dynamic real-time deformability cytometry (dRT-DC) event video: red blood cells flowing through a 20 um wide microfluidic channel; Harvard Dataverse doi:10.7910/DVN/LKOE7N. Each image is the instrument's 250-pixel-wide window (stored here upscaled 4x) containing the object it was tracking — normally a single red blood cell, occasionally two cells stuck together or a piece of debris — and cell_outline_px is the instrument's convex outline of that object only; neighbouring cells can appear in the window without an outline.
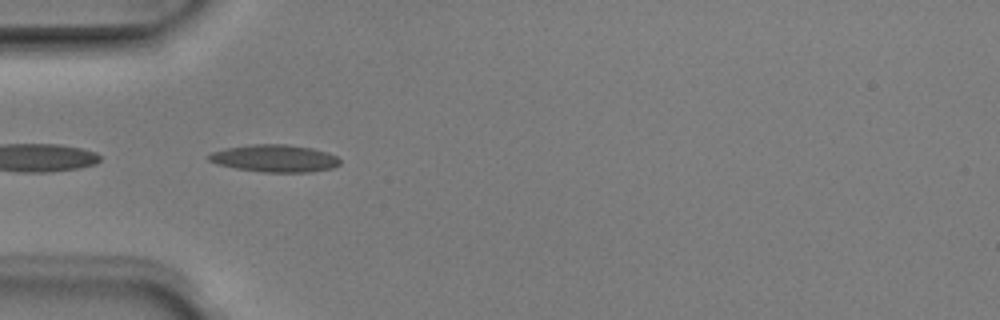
{"species": "Egyptian fruit bat (a non-hibernating species)", "species_latin": "Rousettus aegyptiacus", "temperature_condition": "room temperature", "stored_images_in_passage": 5, "camera_frame_rate_fps": 3000, "um_per_image_px": 0.085, "animal": {"sex": "male"}, "frame": {"image": 1, "passage_image": 3, "time_ms": 0.667, "image_size_px": [1000, 320], "cell_outline_px": [[340, 164], [332, 168], [308, 172], [264, 172], [236, 168], [216, 164], [208, 160], [204, 156], [212, 152], [224, 148], [252, 144], [288, 144], [312, 148], [328, 152], [336, 156], [340, 160]], "centroid_in_image_um": [23.31, 13.45], "position_along_channel_um": 61.7, "area_um2": 21.04}}
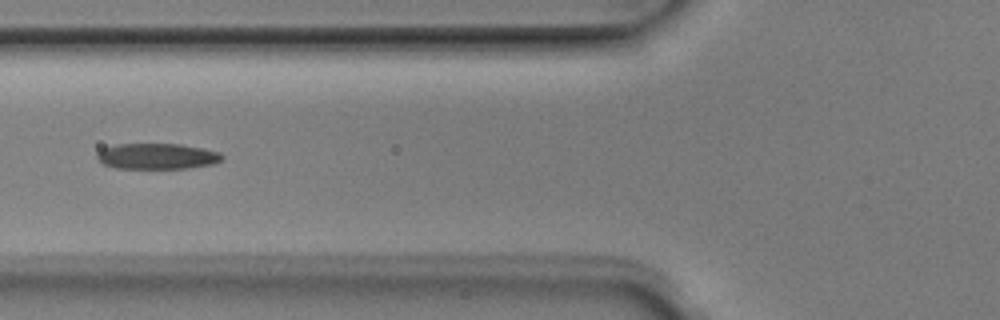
{"frame": {"image": 2, "passage_image": 4, "time_ms": 1.0, "image_size_px": [1000, 320], "cell_outline_px": [[224, 156], [216, 164], [184, 168], [116, 168], [104, 164], [96, 156], [104, 148], [116, 144], [180, 144], [204, 148], [220, 152]], "centroid_in_image_um": [13.41, 13.28], "position_along_channel_um": 112.4, "area_um2": 18.67}}
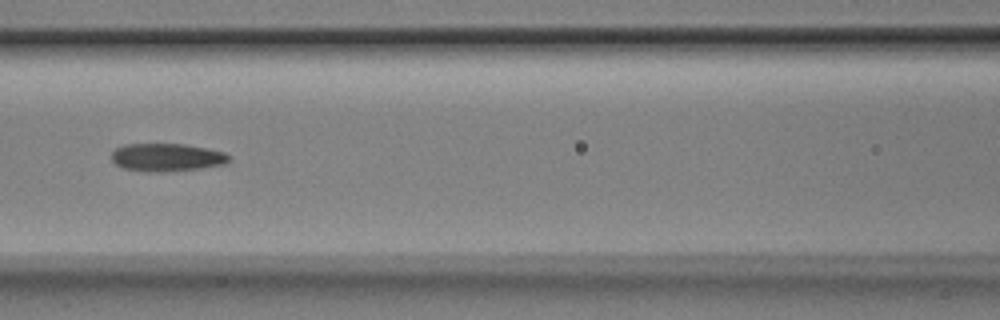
{"frame": {"image": 3, "passage_image": 5, "time_ms": 1.333, "image_size_px": [1000, 320], "cell_outline_px": [[232, 160], [228, 164], [200, 168], [164, 172], [144, 172], [124, 168], [116, 164], [112, 160], [112, 152], [116, 148], [124, 144], [184, 144], [208, 148], [224, 152]], "centroid_in_image_um": [14.2, 13.38], "position_along_channel_um": 152.4, "area_um2": 19.31}}